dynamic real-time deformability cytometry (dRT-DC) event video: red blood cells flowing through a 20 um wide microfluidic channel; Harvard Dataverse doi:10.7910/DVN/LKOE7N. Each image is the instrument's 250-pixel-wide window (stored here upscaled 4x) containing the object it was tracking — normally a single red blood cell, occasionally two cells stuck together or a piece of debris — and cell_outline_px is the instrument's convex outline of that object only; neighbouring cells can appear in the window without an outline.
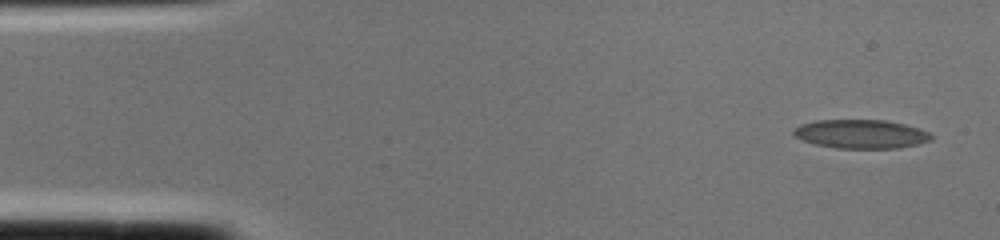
{"species": "common noctule bat (a hibernating species)", "species_latin": "Nyctalus noctula", "temperature_condition": "cold", "stored_images_in_passage": 2, "camera_frame_rate_fps": 3000, "um_per_image_px": 0.085, "animal": {"sex": "female", "body_mass_g": 22.0, "forearm_length_mm": 56.7}, "frame": {"image": 1, "passage_image": 1, "time_ms": 0.0, "image_size_px": [1000, 240], "cell_outline_px": [[932, 140], [916, 144], [896, 148], [836, 148], [816, 144], [792, 136], [792, 128], [800, 124], [816, 120], [884, 120], [904, 124], [920, 128], [928, 132], [932, 136]], "centroid_in_image_um": [73.14, 11.38], "position_along_channel_um": 11.9, "area_um2": 23.12}}
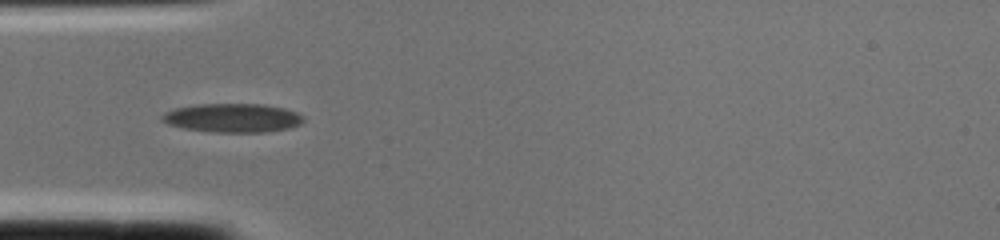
{"frame": {"image": 2, "passage_image": 2, "time_ms": 0.333, "image_size_px": [1000, 240], "cell_outline_px": [[304, 120], [300, 124], [288, 128], [264, 132], [216, 132], [184, 128], [168, 124], [160, 120], [160, 116], [164, 112], [176, 108], [196, 104], [264, 104], [284, 108], [296, 112], [304, 116]], "centroid_in_image_um": [19.76, 10.01], "position_along_channel_um": 65.2, "area_um2": 23.76}}